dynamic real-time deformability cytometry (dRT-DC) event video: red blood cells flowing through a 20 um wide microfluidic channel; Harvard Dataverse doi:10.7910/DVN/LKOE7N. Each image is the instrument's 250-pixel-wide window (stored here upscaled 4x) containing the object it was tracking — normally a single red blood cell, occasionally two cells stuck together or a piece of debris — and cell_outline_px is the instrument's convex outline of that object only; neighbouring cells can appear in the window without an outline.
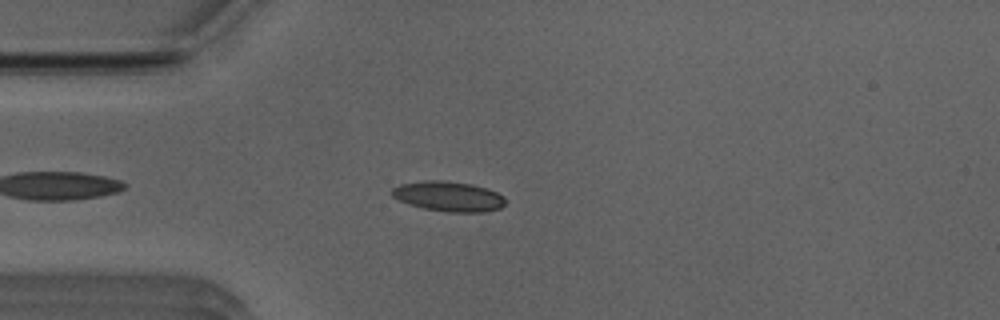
{"species": "Egyptian fruit bat (a non-hibernating species)", "species_latin": "Rousettus aegyptiacus", "temperature_condition": "room temperature", "stored_images_in_passage": 41, "camera_frame_rate_fps": 3000, "um_per_image_px": 0.085, "animal": {"sex": "male"}, "frame": {"image": 1, "passage_image": 5, "time_ms": 1.333, "image_size_px": [1000, 320], "cell_outline_px": [[504, 204], [500, 208], [484, 212], [452, 212], [424, 208], [408, 204], [392, 196], [388, 192], [392, 188], [400, 184], [424, 180], [444, 180], [472, 184], [496, 192], [504, 196]], "centroid_in_image_um": [38.08, 16.68], "position_along_channel_um": 46.9, "area_um2": 19.83}}
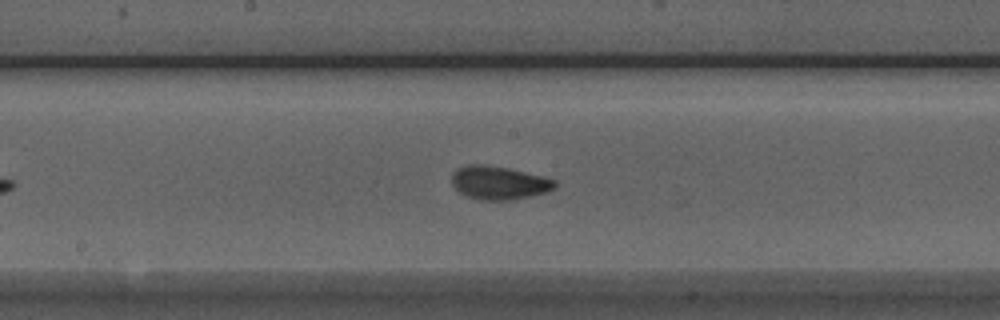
{"frame": {"image": 2, "passage_image": 18, "time_ms": 5.667, "image_size_px": [1000, 320], "cell_outline_px": [[556, 188], [548, 192], [512, 200], [480, 200], [468, 196], [460, 192], [452, 184], [452, 172], [456, 168], [468, 164], [484, 164], [508, 168], [544, 176], [556, 180]], "centroid_in_image_um": [42.43, 15.53], "position_along_channel_um": 205.8, "area_um2": 20.23}}
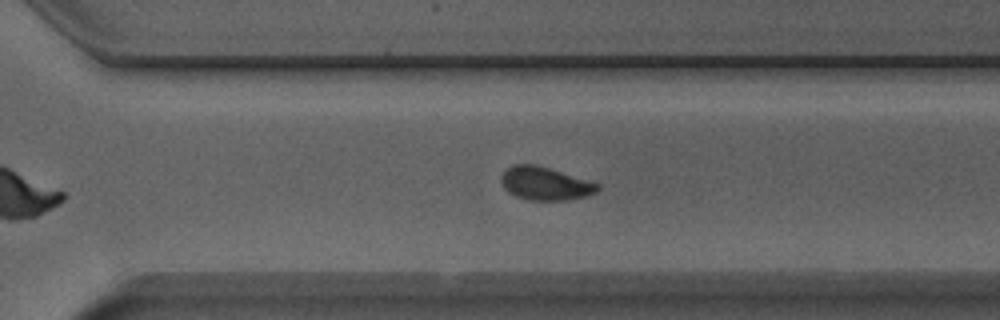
{"frame": {"image": 3, "passage_image": 27, "time_ms": 8.667, "image_size_px": [1000, 320], "cell_outline_px": [[600, 188], [596, 192], [584, 196], [564, 200], [528, 200], [516, 196], [508, 192], [504, 188], [500, 180], [500, 176], [512, 164], [536, 164], [588, 180], [600, 184]], "centroid_in_image_um": [46.31, 15.59], "position_along_channel_um": 324.3, "area_um2": 18.55}}